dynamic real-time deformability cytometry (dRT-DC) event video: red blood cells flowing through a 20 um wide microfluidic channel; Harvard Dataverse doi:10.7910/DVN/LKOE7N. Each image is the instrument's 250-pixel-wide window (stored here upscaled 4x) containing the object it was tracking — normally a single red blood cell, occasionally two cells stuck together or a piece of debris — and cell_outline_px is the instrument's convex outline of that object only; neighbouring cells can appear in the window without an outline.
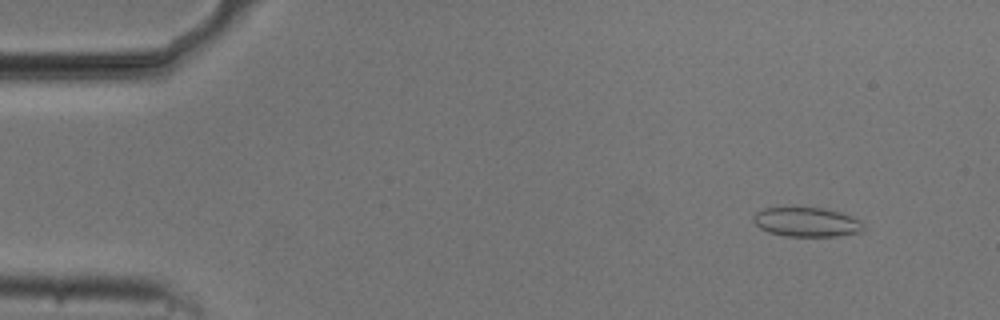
{"species": "common noctule bat (a hibernating species)", "species_latin": "Nyctalus noctula", "temperature_condition": "cold", "stored_images_in_passage": 53, "camera_frame_rate_fps": 3000, "um_per_image_px": 0.085, "animal": {"sex": "male", "body_mass_g": 20.5, "forearm_length_mm": 52.5}, "frame": {"image": 1, "passage_image": 4, "time_ms": 1.0, "image_size_px": [1000, 320], "cell_outline_px": [[864, 232], [836, 236], [784, 236], [768, 232], [760, 228], [752, 220], [752, 216], [756, 212], [764, 208], [824, 208], [840, 212], [860, 220], [864, 228]], "centroid_in_image_um": [68.56, 18.88], "position_along_channel_um": 16.4, "area_um2": 18.84}}
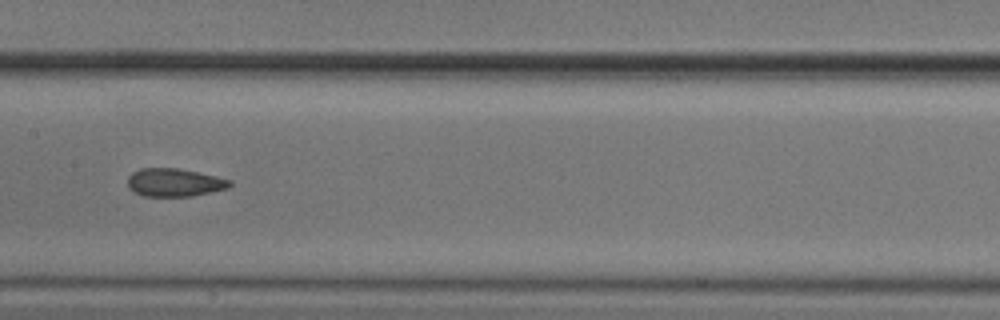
{"frame": {"image": 2, "passage_image": 26, "time_ms": 8.333, "image_size_px": [1000, 320], "cell_outline_px": [[232, 184], [228, 188], [192, 196], [144, 196], [132, 192], [128, 188], [128, 176], [132, 172], [140, 168], [176, 168], [216, 176], [232, 180]], "centroid_in_image_um": [14.8, 15.51], "position_along_channel_um": 192.6, "area_um2": 16.76}}
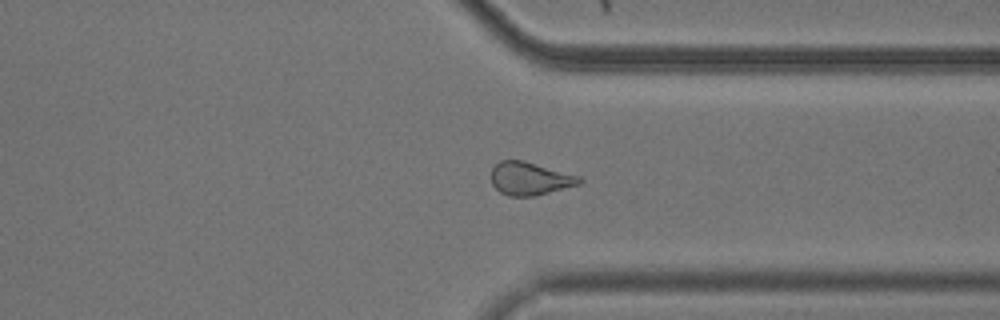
{"frame": {"image": 3, "passage_image": 40, "time_ms": 13.0, "image_size_px": [1000, 320], "cell_outline_px": [[584, 184], [536, 196], [508, 196], [500, 192], [492, 184], [492, 168], [500, 160], [524, 160], [580, 176], [584, 180]], "centroid_in_image_um": [45.11, 15.19], "position_along_channel_um": 366.3, "area_um2": 17.28}, "authors_computed_cell_mechanics": {"area_um2": 17.4556, "velocity_mm_per_s": 3.744, "shape_relaxation_time_tau1_ms": null, "shape_relaxation_time_tau2_ms": 2.2273, "deformation_change_tau1": null, "deformation_change_tau2": 0.0777}}